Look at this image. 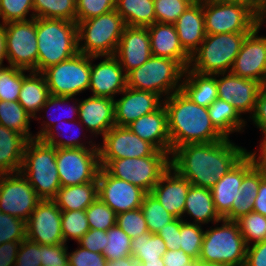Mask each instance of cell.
<instances>
[{
  "mask_svg": "<svg viewBox=\"0 0 266 266\" xmlns=\"http://www.w3.org/2000/svg\"><path fill=\"white\" fill-rule=\"evenodd\" d=\"M163 104L168 115L171 152L181 145L225 139L212 124L207 107L197 105L181 90L164 99Z\"/></svg>",
  "mask_w": 266,
  "mask_h": 266,
  "instance_id": "obj_2",
  "label": "cell"
},
{
  "mask_svg": "<svg viewBox=\"0 0 266 266\" xmlns=\"http://www.w3.org/2000/svg\"><path fill=\"white\" fill-rule=\"evenodd\" d=\"M35 18L76 22V0H33Z\"/></svg>",
  "mask_w": 266,
  "mask_h": 266,
  "instance_id": "obj_41",
  "label": "cell"
},
{
  "mask_svg": "<svg viewBox=\"0 0 266 266\" xmlns=\"http://www.w3.org/2000/svg\"><path fill=\"white\" fill-rule=\"evenodd\" d=\"M61 217L62 211L53 200H41L26 221V238L40 245L65 243Z\"/></svg>",
  "mask_w": 266,
  "mask_h": 266,
  "instance_id": "obj_17",
  "label": "cell"
},
{
  "mask_svg": "<svg viewBox=\"0 0 266 266\" xmlns=\"http://www.w3.org/2000/svg\"><path fill=\"white\" fill-rule=\"evenodd\" d=\"M100 165L111 176L151 193L160 177L170 167V155L158 150L153 156L147 157L100 159Z\"/></svg>",
  "mask_w": 266,
  "mask_h": 266,
  "instance_id": "obj_10",
  "label": "cell"
},
{
  "mask_svg": "<svg viewBox=\"0 0 266 266\" xmlns=\"http://www.w3.org/2000/svg\"><path fill=\"white\" fill-rule=\"evenodd\" d=\"M42 245L25 238L19 247L14 266H42Z\"/></svg>",
  "mask_w": 266,
  "mask_h": 266,
  "instance_id": "obj_54",
  "label": "cell"
},
{
  "mask_svg": "<svg viewBox=\"0 0 266 266\" xmlns=\"http://www.w3.org/2000/svg\"><path fill=\"white\" fill-rule=\"evenodd\" d=\"M147 28L152 56L170 58L188 68L191 56L183 49L174 24L156 22Z\"/></svg>",
  "mask_w": 266,
  "mask_h": 266,
  "instance_id": "obj_27",
  "label": "cell"
},
{
  "mask_svg": "<svg viewBox=\"0 0 266 266\" xmlns=\"http://www.w3.org/2000/svg\"><path fill=\"white\" fill-rule=\"evenodd\" d=\"M206 34L252 32L261 22V10L244 0H203Z\"/></svg>",
  "mask_w": 266,
  "mask_h": 266,
  "instance_id": "obj_4",
  "label": "cell"
},
{
  "mask_svg": "<svg viewBox=\"0 0 266 266\" xmlns=\"http://www.w3.org/2000/svg\"><path fill=\"white\" fill-rule=\"evenodd\" d=\"M100 159L140 158L153 156L158 150L128 127L113 126L98 142Z\"/></svg>",
  "mask_w": 266,
  "mask_h": 266,
  "instance_id": "obj_16",
  "label": "cell"
},
{
  "mask_svg": "<svg viewBox=\"0 0 266 266\" xmlns=\"http://www.w3.org/2000/svg\"><path fill=\"white\" fill-rule=\"evenodd\" d=\"M98 198L116 214L141 208L146 194L140 187L111 176L103 167L98 177Z\"/></svg>",
  "mask_w": 266,
  "mask_h": 266,
  "instance_id": "obj_18",
  "label": "cell"
},
{
  "mask_svg": "<svg viewBox=\"0 0 266 266\" xmlns=\"http://www.w3.org/2000/svg\"><path fill=\"white\" fill-rule=\"evenodd\" d=\"M167 251L166 244L156 233L150 231L132 239L131 253L140 261H163V255Z\"/></svg>",
  "mask_w": 266,
  "mask_h": 266,
  "instance_id": "obj_40",
  "label": "cell"
},
{
  "mask_svg": "<svg viewBox=\"0 0 266 266\" xmlns=\"http://www.w3.org/2000/svg\"><path fill=\"white\" fill-rule=\"evenodd\" d=\"M127 127L141 139L151 143L157 150L171 155L168 115L164 104L155 112L141 116Z\"/></svg>",
  "mask_w": 266,
  "mask_h": 266,
  "instance_id": "obj_26",
  "label": "cell"
},
{
  "mask_svg": "<svg viewBox=\"0 0 266 266\" xmlns=\"http://www.w3.org/2000/svg\"><path fill=\"white\" fill-rule=\"evenodd\" d=\"M28 139L0 125V174L20 172Z\"/></svg>",
  "mask_w": 266,
  "mask_h": 266,
  "instance_id": "obj_31",
  "label": "cell"
},
{
  "mask_svg": "<svg viewBox=\"0 0 266 266\" xmlns=\"http://www.w3.org/2000/svg\"><path fill=\"white\" fill-rule=\"evenodd\" d=\"M258 149L248 150V154L253 158L255 166L262 172L263 178L266 179V138L260 139Z\"/></svg>",
  "mask_w": 266,
  "mask_h": 266,
  "instance_id": "obj_63",
  "label": "cell"
},
{
  "mask_svg": "<svg viewBox=\"0 0 266 266\" xmlns=\"http://www.w3.org/2000/svg\"><path fill=\"white\" fill-rule=\"evenodd\" d=\"M262 172L254 166L242 180L240 193L237 199L233 200L231 210L223 217L228 221H236L241 216L253 211L254 201L258 194L260 182L263 180Z\"/></svg>",
  "mask_w": 266,
  "mask_h": 266,
  "instance_id": "obj_36",
  "label": "cell"
},
{
  "mask_svg": "<svg viewBox=\"0 0 266 266\" xmlns=\"http://www.w3.org/2000/svg\"><path fill=\"white\" fill-rule=\"evenodd\" d=\"M74 126H77V127L80 126L79 128H81V130L80 129L79 130L81 132L86 130L85 127L80 123L79 120H77V121L76 120H74V121H67V120L64 121L63 120V121H59L54 126H52L40 139L43 142L48 143L51 146H54L55 148H98V143H96V141H94V139L91 135L89 136L90 140L88 141V137L85 136L86 132L83 133V138H85L83 140V138L79 137V136H81V133H79L80 131L77 133V130H76L77 127H74ZM71 128H72V130H71ZM69 130L71 133H73V135L71 134L72 136L69 134ZM63 132H65V135L67 132V134H69L71 137L70 136L66 137L67 135L64 137ZM62 136L65 139L62 138Z\"/></svg>",
  "mask_w": 266,
  "mask_h": 266,
  "instance_id": "obj_33",
  "label": "cell"
},
{
  "mask_svg": "<svg viewBox=\"0 0 266 266\" xmlns=\"http://www.w3.org/2000/svg\"><path fill=\"white\" fill-rule=\"evenodd\" d=\"M184 71L176 60L151 56L140 67L126 74L127 87L153 92L164 100L181 90Z\"/></svg>",
  "mask_w": 266,
  "mask_h": 266,
  "instance_id": "obj_7",
  "label": "cell"
},
{
  "mask_svg": "<svg viewBox=\"0 0 266 266\" xmlns=\"http://www.w3.org/2000/svg\"><path fill=\"white\" fill-rule=\"evenodd\" d=\"M236 222L247 246L266 240V216L252 211Z\"/></svg>",
  "mask_w": 266,
  "mask_h": 266,
  "instance_id": "obj_44",
  "label": "cell"
},
{
  "mask_svg": "<svg viewBox=\"0 0 266 266\" xmlns=\"http://www.w3.org/2000/svg\"><path fill=\"white\" fill-rule=\"evenodd\" d=\"M22 241H9L0 244V266H14Z\"/></svg>",
  "mask_w": 266,
  "mask_h": 266,
  "instance_id": "obj_62",
  "label": "cell"
},
{
  "mask_svg": "<svg viewBox=\"0 0 266 266\" xmlns=\"http://www.w3.org/2000/svg\"><path fill=\"white\" fill-rule=\"evenodd\" d=\"M20 172L41 200H53L61 187L56 164V148L41 139L28 140Z\"/></svg>",
  "mask_w": 266,
  "mask_h": 266,
  "instance_id": "obj_5",
  "label": "cell"
},
{
  "mask_svg": "<svg viewBox=\"0 0 266 266\" xmlns=\"http://www.w3.org/2000/svg\"><path fill=\"white\" fill-rule=\"evenodd\" d=\"M251 32L206 34L188 68L200 74L230 72L242 43Z\"/></svg>",
  "mask_w": 266,
  "mask_h": 266,
  "instance_id": "obj_6",
  "label": "cell"
},
{
  "mask_svg": "<svg viewBox=\"0 0 266 266\" xmlns=\"http://www.w3.org/2000/svg\"><path fill=\"white\" fill-rule=\"evenodd\" d=\"M78 120L93 138L103 137L115 126L114 99L96 96L79 99Z\"/></svg>",
  "mask_w": 266,
  "mask_h": 266,
  "instance_id": "obj_23",
  "label": "cell"
},
{
  "mask_svg": "<svg viewBox=\"0 0 266 266\" xmlns=\"http://www.w3.org/2000/svg\"><path fill=\"white\" fill-rule=\"evenodd\" d=\"M42 74L50 95L76 97L89 90L91 56L78 52L73 57L45 69Z\"/></svg>",
  "mask_w": 266,
  "mask_h": 266,
  "instance_id": "obj_11",
  "label": "cell"
},
{
  "mask_svg": "<svg viewBox=\"0 0 266 266\" xmlns=\"http://www.w3.org/2000/svg\"><path fill=\"white\" fill-rule=\"evenodd\" d=\"M114 99L115 126L127 127L145 114L153 113L163 105V99L153 92L126 87Z\"/></svg>",
  "mask_w": 266,
  "mask_h": 266,
  "instance_id": "obj_21",
  "label": "cell"
},
{
  "mask_svg": "<svg viewBox=\"0 0 266 266\" xmlns=\"http://www.w3.org/2000/svg\"><path fill=\"white\" fill-rule=\"evenodd\" d=\"M216 85L219 99L232 104L242 116L248 114L247 119L253 115L260 82L224 72L216 74Z\"/></svg>",
  "mask_w": 266,
  "mask_h": 266,
  "instance_id": "obj_19",
  "label": "cell"
},
{
  "mask_svg": "<svg viewBox=\"0 0 266 266\" xmlns=\"http://www.w3.org/2000/svg\"><path fill=\"white\" fill-rule=\"evenodd\" d=\"M203 225L183 222L180 226L179 246L195 261L198 260L205 230Z\"/></svg>",
  "mask_w": 266,
  "mask_h": 266,
  "instance_id": "obj_45",
  "label": "cell"
},
{
  "mask_svg": "<svg viewBox=\"0 0 266 266\" xmlns=\"http://www.w3.org/2000/svg\"><path fill=\"white\" fill-rule=\"evenodd\" d=\"M207 110L212 124L225 138L245 131L247 119L232 104L218 98Z\"/></svg>",
  "mask_w": 266,
  "mask_h": 266,
  "instance_id": "obj_34",
  "label": "cell"
},
{
  "mask_svg": "<svg viewBox=\"0 0 266 266\" xmlns=\"http://www.w3.org/2000/svg\"><path fill=\"white\" fill-rule=\"evenodd\" d=\"M106 266H143V264L139 258L131 255L117 260H107Z\"/></svg>",
  "mask_w": 266,
  "mask_h": 266,
  "instance_id": "obj_65",
  "label": "cell"
},
{
  "mask_svg": "<svg viewBox=\"0 0 266 266\" xmlns=\"http://www.w3.org/2000/svg\"><path fill=\"white\" fill-rule=\"evenodd\" d=\"M90 229L108 231L116 225L117 214L99 198L85 210Z\"/></svg>",
  "mask_w": 266,
  "mask_h": 266,
  "instance_id": "obj_48",
  "label": "cell"
},
{
  "mask_svg": "<svg viewBox=\"0 0 266 266\" xmlns=\"http://www.w3.org/2000/svg\"><path fill=\"white\" fill-rule=\"evenodd\" d=\"M186 216L190 218H186ZM182 219L185 222L203 226L206 224L209 225V223L214 224L223 219L215 208L212 193L209 188L190 186L186 196ZM187 219L193 221L190 222Z\"/></svg>",
  "mask_w": 266,
  "mask_h": 266,
  "instance_id": "obj_29",
  "label": "cell"
},
{
  "mask_svg": "<svg viewBox=\"0 0 266 266\" xmlns=\"http://www.w3.org/2000/svg\"><path fill=\"white\" fill-rule=\"evenodd\" d=\"M194 266H230L224 263H218V262H208L204 260H197L195 261Z\"/></svg>",
  "mask_w": 266,
  "mask_h": 266,
  "instance_id": "obj_67",
  "label": "cell"
},
{
  "mask_svg": "<svg viewBox=\"0 0 266 266\" xmlns=\"http://www.w3.org/2000/svg\"><path fill=\"white\" fill-rule=\"evenodd\" d=\"M191 4H193V3H197V2H199V1H201V0H188Z\"/></svg>",
  "mask_w": 266,
  "mask_h": 266,
  "instance_id": "obj_71",
  "label": "cell"
},
{
  "mask_svg": "<svg viewBox=\"0 0 266 266\" xmlns=\"http://www.w3.org/2000/svg\"><path fill=\"white\" fill-rule=\"evenodd\" d=\"M73 100V101H72ZM71 102L72 105H69L68 103ZM67 104V107H65V105ZM64 105V107L68 110L65 109L66 113H63V118L65 121H74V120H78V111H79V100L78 98L75 97H63V96H52L50 95L46 101V103L41 107L40 113L38 114L37 117H35V121L39 120L42 121L43 118H45V120H43L41 122L40 125V130H38L37 133H35V138L40 139L52 126H54L56 123H58L60 121V119L55 117V114H53L52 116V110L54 108V110H56L55 108L58 106H60V109H62L64 111V107H62ZM69 105V106H68ZM52 107V108H51ZM69 107V108H68ZM48 109H50V115L48 116ZM59 111V110H58ZM62 111V112H63ZM41 112L45 113V116L41 117ZM60 112V111H59ZM67 113H71L67 114ZM60 114V113H59ZM75 115V118H74ZM48 118V119H47ZM61 119V121H62Z\"/></svg>",
  "mask_w": 266,
  "mask_h": 266,
  "instance_id": "obj_38",
  "label": "cell"
},
{
  "mask_svg": "<svg viewBox=\"0 0 266 266\" xmlns=\"http://www.w3.org/2000/svg\"><path fill=\"white\" fill-rule=\"evenodd\" d=\"M61 228L66 244L68 240L77 242L90 230L85 210L62 211Z\"/></svg>",
  "mask_w": 266,
  "mask_h": 266,
  "instance_id": "obj_43",
  "label": "cell"
},
{
  "mask_svg": "<svg viewBox=\"0 0 266 266\" xmlns=\"http://www.w3.org/2000/svg\"><path fill=\"white\" fill-rule=\"evenodd\" d=\"M174 26L183 49L192 56L206 36L203 0L190 4Z\"/></svg>",
  "mask_w": 266,
  "mask_h": 266,
  "instance_id": "obj_28",
  "label": "cell"
},
{
  "mask_svg": "<svg viewBox=\"0 0 266 266\" xmlns=\"http://www.w3.org/2000/svg\"><path fill=\"white\" fill-rule=\"evenodd\" d=\"M254 166L253 158L247 153L228 173L219 178L210 189L215 208L222 218L231 210L233 200L238 198L243 177Z\"/></svg>",
  "mask_w": 266,
  "mask_h": 266,
  "instance_id": "obj_24",
  "label": "cell"
},
{
  "mask_svg": "<svg viewBox=\"0 0 266 266\" xmlns=\"http://www.w3.org/2000/svg\"><path fill=\"white\" fill-rule=\"evenodd\" d=\"M26 238V222L0 211V244L23 241Z\"/></svg>",
  "mask_w": 266,
  "mask_h": 266,
  "instance_id": "obj_53",
  "label": "cell"
},
{
  "mask_svg": "<svg viewBox=\"0 0 266 266\" xmlns=\"http://www.w3.org/2000/svg\"><path fill=\"white\" fill-rule=\"evenodd\" d=\"M8 66L37 72L36 18L5 23Z\"/></svg>",
  "mask_w": 266,
  "mask_h": 266,
  "instance_id": "obj_13",
  "label": "cell"
},
{
  "mask_svg": "<svg viewBox=\"0 0 266 266\" xmlns=\"http://www.w3.org/2000/svg\"><path fill=\"white\" fill-rule=\"evenodd\" d=\"M107 259L103 254L89 251L82 246H77L74 251L68 252L69 266H106Z\"/></svg>",
  "mask_w": 266,
  "mask_h": 266,
  "instance_id": "obj_55",
  "label": "cell"
},
{
  "mask_svg": "<svg viewBox=\"0 0 266 266\" xmlns=\"http://www.w3.org/2000/svg\"><path fill=\"white\" fill-rule=\"evenodd\" d=\"M262 134L261 139L266 138V84L262 85L257 97L256 108L248 119Z\"/></svg>",
  "mask_w": 266,
  "mask_h": 266,
  "instance_id": "obj_58",
  "label": "cell"
},
{
  "mask_svg": "<svg viewBox=\"0 0 266 266\" xmlns=\"http://www.w3.org/2000/svg\"><path fill=\"white\" fill-rule=\"evenodd\" d=\"M184 222L181 218H175L172 222L165 224L157 234L162 238L166 244L167 250L180 249L179 236L180 226Z\"/></svg>",
  "mask_w": 266,
  "mask_h": 266,
  "instance_id": "obj_59",
  "label": "cell"
},
{
  "mask_svg": "<svg viewBox=\"0 0 266 266\" xmlns=\"http://www.w3.org/2000/svg\"><path fill=\"white\" fill-rule=\"evenodd\" d=\"M181 91L197 105L209 107L218 99L216 74H200L186 68Z\"/></svg>",
  "mask_w": 266,
  "mask_h": 266,
  "instance_id": "obj_32",
  "label": "cell"
},
{
  "mask_svg": "<svg viewBox=\"0 0 266 266\" xmlns=\"http://www.w3.org/2000/svg\"><path fill=\"white\" fill-rule=\"evenodd\" d=\"M107 244L102 252L107 260L131 256L132 239L117 225L107 231Z\"/></svg>",
  "mask_w": 266,
  "mask_h": 266,
  "instance_id": "obj_46",
  "label": "cell"
},
{
  "mask_svg": "<svg viewBox=\"0 0 266 266\" xmlns=\"http://www.w3.org/2000/svg\"><path fill=\"white\" fill-rule=\"evenodd\" d=\"M116 225L131 239L149 231L141 208L118 213L116 216Z\"/></svg>",
  "mask_w": 266,
  "mask_h": 266,
  "instance_id": "obj_50",
  "label": "cell"
},
{
  "mask_svg": "<svg viewBox=\"0 0 266 266\" xmlns=\"http://www.w3.org/2000/svg\"><path fill=\"white\" fill-rule=\"evenodd\" d=\"M253 211L266 216V179L260 182L258 194L254 201Z\"/></svg>",
  "mask_w": 266,
  "mask_h": 266,
  "instance_id": "obj_64",
  "label": "cell"
},
{
  "mask_svg": "<svg viewBox=\"0 0 266 266\" xmlns=\"http://www.w3.org/2000/svg\"><path fill=\"white\" fill-rule=\"evenodd\" d=\"M114 56L126 74L144 64L152 56L148 28L126 26Z\"/></svg>",
  "mask_w": 266,
  "mask_h": 266,
  "instance_id": "obj_22",
  "label": "cell"
},
{
  "mask_svg": "<svg viewBox=\"0 0 266 266\" xmlns=\"http://www.w3.org/2000/svg\"><path fill=\"white\" fill-rule=\"evenodd\" d=\"M213 225L206 226L198 260L244 266L247 244L238 223L222 219Z\"/></svg>",
  "mask_w": 266,
  "mask_h": 266,
  "instance_id": "obj_8",
  "label": "cell"
},
{
  "mask_svg": "<svg viewBox=\"0 0 266 266\" xmlns=\"http://www.w3.org/2000/svg\"><path fill=\"white\" fill-rule=\"evenodd\" d=\"M116 0H76V23L115 10Z\"/></svg>",
  "mask_w": 266,
  "mask_h": 266,
  "instance_id": "obj_52",
  "label": "cell"
},
{
  "mask_svg": "<svg viewBox=\"0 0 266 266\" xmlns=\"http://www.w3.org/2000/svg\"><path fill=\"white\" fill-rule=\"evenodd\" d=\"M22 86V69L8 66L0 70V100L18 101Z\"/></svg>",
  "mask_w": 266,
  "mask_h": 266,
  "instance_id": "obj_49",
  "label": "cell"
},
{
  "mask_svg": "<svg viewBox=\"0 0 266 266\" xmlns=\"http://www.w3.org/2000/svg\"><path fill=\"white\" fill-rule=\"evenodd\" d=\"M190 4L188 0H154L156 22L174 24Z\"/></svg>",
  "mask_w": 266,
  "mask_h": 266,
  "instance_id": "obj_51",
  "label": "cell"
},
{
  "mask_svg": "<svg viewBox=\"0 0 266 266\" xmlns=\"http://www.w3.org/2000/svg\"><path fill=\"white\" fill-rule=\"evenodd\" d=\"M192 184L169 167L154 186L151 194L175 218L183 217L188 190Z\"/></svg>",
  "mask_w": 266,
  "mask_h": 266,
  "instance_id": "obj_25",
  "label": "cell"
},
{
  "mask_svg": "<svg viewBox=\"0 0 266 266\" xmlns=\"http://www.w3.org/2000/svg\"><path fill=\"white\" fill-rule=\"evenodd\" d=\"M263 23L244 39L231 73L266 84V36L259 34ZM260 35V36H259Z\"/></svg>",
  "mask_w": 266,
  "mask_h": 266,
  "instance_id": "obj_15",
  "label": "cell"
},
{
  "mask_svg": "<svg viewBox=\"0 0 266 266\" xmlns=\"http://www.w3.org/2000/svg\"><path fill=\"white\" fill-rule=\"evenodd\" d=\"M261 22L266 24V7H263L261 10Z\"/></svg>",
  "mask_w": 266,
  "mask_h": 266,
  "instance_id": "obj_70",
  "label": "cell"
},
{
  "mask_svg": "<svg viewBox=\"0 0 266 266\" xmlns=\"http://www.w3.org/2000/svg\"><path fill=\"white\" fill-rule=\"evenodd\" d=\"M143 266H165L164 261H141Z\"/></svg>",
  "mask_w": 266,
  "mask_h": 266,
  "instance_id": "obj_68",
  "label": "cell"
},
{
  "mask_svg": "<svg viewBox=\"0 0 266 266\" xmlns=\"http://www.w3.org/2000/svg\"><path fill=\"white\" fill-rule=\"evenodd\" d=\"M32 119L18 101L0 100V125L12 129L31 140L35 138V134L30 129Z\"/></svg>",
  "mask_w": 266,
  "mask_h": 266,
  "instance_id": "obj_39",
  "label": "cell"
},
{
  "mask_svg": "<svg viewBox=\"0 0 266 266\" xmlns=\"http://www.w3.org/2000/svg\"><path fill=\"white\" fill-rule=\"evenodd\" d=\"M37 72L67 60L78 51L76 22L64 19L36 18Z\"/></svg>",
  "mask_w": 266,
  "mask_h": 266,
  "instance_id": "obj_3",
  "label": "cell"
},
{
  "mask_svg": "<svg viewBox=\"0 0 266 266\" xmlns=\"http://www.w3.org/2000/svg\"><path fill=\"white\" fill-rule=\"evenodd\" d=\"M49 96L50 93L44 75L40 72L22 69V86L18 102L33 120L38 116L41 107L46 103Z\"/></svg>",
  "mask_w": 266,
  "mask_h": 266,
  "instance_id": "obj_30",
  "label": "cell"
},
{
  "mask_svg": "<svg viewBox=\"0 0 266 266\" xmlns=\"http://www.w3.org/2000/svg\"><path fill=\"white\" fill-rule=\"evenodd\" d=\"M125 27L116 10L77 22L78 51L87 56H114Z\"/></svg>",
  "mask_w": 266,
  "mask_h": 266,
  "instance_id": "obj_9",
  "label": "cell"
},
{
  "mask_svg": "<svg viewBox=\"0 0 266 266\" xmlns=\"http://www.w3.org/2000/svg\"><path fill=\"white\" fill-rule=\"evenodd\" d=\"M98 198L97 181L60 187L53 199L61 211L86 210Z\"/></svg>",
  "mask_w": 266,
  "mask_h": 266,
  "instance_id": "obj_35",
  "label": "cell"
},
{
  "mask_svg": "<svg viewBox=\"0 0 266 266\" xmlns=\"http://www.w3.org/2000/svg\"><path fill=\"white\" fill-rule=\"evenodd\" d=\"M61 187L97 181L101 168L98 148H56Z\"/></svg>",
  "mask_w": 266,
  "mask_h": 266,
  "instance_id": "obj_12",
  "label": "cell"
},
{
  "mask_svg": "<svg viewBox=\"0 0 266 266\" xmlns=\"http://www.w3.org/2000/svg\"><path fill=\"white\" fill-rule=\"evenodd\" d=\"M68 264V245H42V266H66Z\"/></svg>",
  "mask_w": 266,
  "mask_h": 266,
  "instance_id": "obj_56",
  "label": "cell"
},
{
  "mask_svg": "<svg viewBox=\"0 0 266 266\" xmlns=\"http://www.w3.org/2000/svg\"><path fill=\"white\" fill-rule=\"evenodd\" d=\"M40 201L21 172L0 174V211L26 222Z\"/></svg>",
  "mask_w": 266,
  "mask_h": 266,
  "instance_id": "obj_14",
  "label": "cell"
},
{
  "mask_svg": "<svg viewBox=\"0 0 266 266\" xmlns=\"http://www.w3.org/2000/svg\"><path fill=\"white\" fill-rule=\"evenodd\" d=\"M33 18V0H0V24Z\"/></svg>",
  "mask_w": 266,
  "mask_h": 266,
  "instance_id": "obj_47",
  "label": "cell"
},
{
  "mask_svg": "<svg viewBox=\"0 0 266 266\" xmlns=\"http://www.w3.org/2000/svg\"><path fill=\"white\" fill-rule=\"evenodd\" d=\"M107 242V231L90 229L77 241V244L89 251L102 254Z\"/></svg>",
  "mask_w": 266,
  "mask_h": 266,
  "instance_id": "obj_57",
  "label": "cell"
},
{
  "mask_svg": "<svg viewBox=\"0 0 266 266\" xmlns=\"http://www.w3.org/2000/svg\"><path fill=\"white\" fill-rule=\"evenodd\" d=\"M248 150L230 138L211 143L181 145L170 155V167L193 186L211 189Z\"/></svg>",
  "mask_w": 266,
  "mask_h": 266,
  "instance_id": "obj_1",
  "label": "cell"
},
{
  "mask_svg": "<svg viewBox=\"0 0 266 266\" xmlns=\"http://www.w3.org/2000/svg\"><path fill=\"white\" fill-rule=\"evenodd\" d=\"M7 61V49H6V30L5 25L0 24V70L7 67L5 66L4 60Z\"/></svg>",
  "mask_w": 266,
  "mask_h": 266,
  "instance_id": "obj_66",
  "label": "cell"
},
{
  "mask_svg": "<svg viewBox=\"0 0 266 266\" xmlns=\"http://www.w3.org/2000/svg\"><path fill=\"white\" fill-rule=\"evenodd\" d=\"M165 266H194L195 260L182 249L167 250L163 255Z\"/></svg>",
  "mask_w": 266,
  "mask_h": 266,
  "instance_id": "obj_61",
  "label": "cell"
},
{
  "mask_svg": "<svg viewBox=\"0 0 266 266\" xmlns=\"http://www.w3.org/2000/svg\"><path fill=\"white\" fill-rule=\"evenodd\" d=\"M141 210L147 223L148 230L152 234H156L165 224L175 219L151 193L145 194Z\"/></svg>",
  "mask_w": 266,
  "mask_h": 266,
  "instance_id": "obj_42",
  "label": "cell"
},
{
  "mask_svg": "<svg viewBox=\"0 0 266 266\" xmlns=\"http://www.w3.org/2000/svg\"><path fill=\"white\" fill-rule=\"evenodd\" d=\"M115 10L129 27H147L156 23L154 0H116Z\"/></svg>",
  "mask_w": 266,
  "mask_h": 266,
  "instance_id": "obj_37",
  "label": "cell"
},
{
  "mask_svg": "<svg viewBox=\"0 0 266 266\" xmlns=\"http://www.w3.org/2000/svg\"><path fill=\"white\" fill-rule=\"evenodd\" d=\"M244 1H250L254 3L260 10H262L265 0H244Z\"/></svg>",
  "mask_w": 266,
  "mask_h": 266,
  "instance_id": "obj_69",
  "label": "cell"
},
{
  "mask_svg": "<svg viewBox=\"0 0 266 266\" xmlns=\"http://www.w3.org/2000/svg\"><path fill=\"white\" fill-rule=\"evenodd\" d=\"M99 59L103 60L93 63ZM126 87V73L115 56H91V96L115 99Z\"/></svg>",
  "mask_w": 266,
  "mask_h": 266,
  "instance_id": "obj_20",
  "label": "cell"
},
{
  "mask_svg": "<svg viewBox=\"0 0 266 266\" xmlns=\"http://www.w3.org/2000/svg\"><path fill=\"white\" fill-rule=\"evenodd\" d=\"M244 266H266V240L247 246Z\"/></svg>",
  "mask_w": 266,
  "mask_h": 266,
  "instance_id": "obj_60",
  "label": "cell"
}]
</instances>
